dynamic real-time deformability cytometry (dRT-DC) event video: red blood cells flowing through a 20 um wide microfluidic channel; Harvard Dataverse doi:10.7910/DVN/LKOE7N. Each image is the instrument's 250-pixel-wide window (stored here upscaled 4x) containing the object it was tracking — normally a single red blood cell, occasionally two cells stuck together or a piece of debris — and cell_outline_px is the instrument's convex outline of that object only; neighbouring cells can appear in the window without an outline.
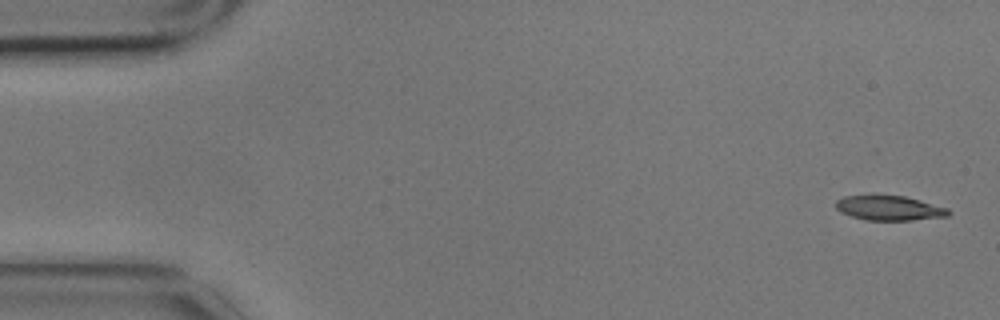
{"species": "common noctule bat (a hibernating species)", "species_latin": "Nyctalus noctula", "temperature_condition": "cold", "stored_images_in_passage": 10, "camera_frame_rate_fps": 3000, "um_per_image_px": 0.085, "animal": {"sex": "male", "body_mass_g": 17.9}, "frame": {"image": 1, "passage_image": 1, "time_ms": 0.0, "image_size_px": [1000, 320], "cell_outline_px": [[952, 212], [948, 216], [912, 220], [864, 220], [840, 212], [836, 208], [836, 200], [844, 196], [872, 192], [876, 192], [904, 196], [920, 200], [948, 208]], "centroid_in_image_um": [75.53, 17.63], "position_along_channel_um": 9.5, "area_um2": 16.99}}
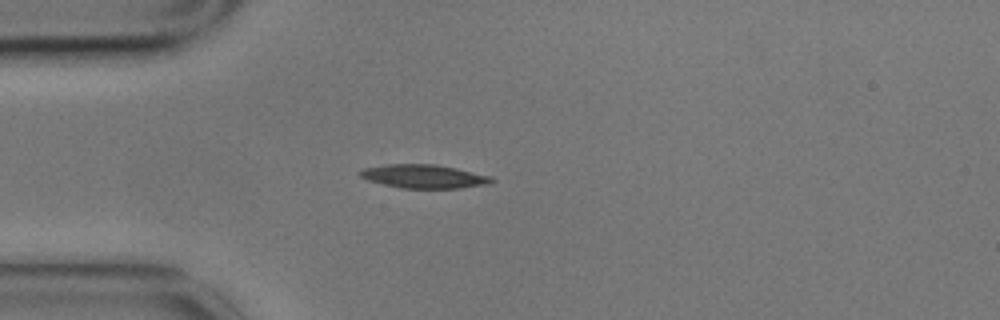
{"frame": {"image": 2, "passage_image": 4, "time_ms": 1.0, "image_size_px": [1000, 320], "cell_outline_px": [[496, 180], [492, 184], [460, 188], [400, 188], [368, 180], [360, 176], [356, 172], [364, 168], [388, 164], [436, 164], [456, 168], [492, 176]], "centroid_in_image_um": [36.08, 14.99], "position_along_channel_um": 48.9, "area_um2": 18.26}}
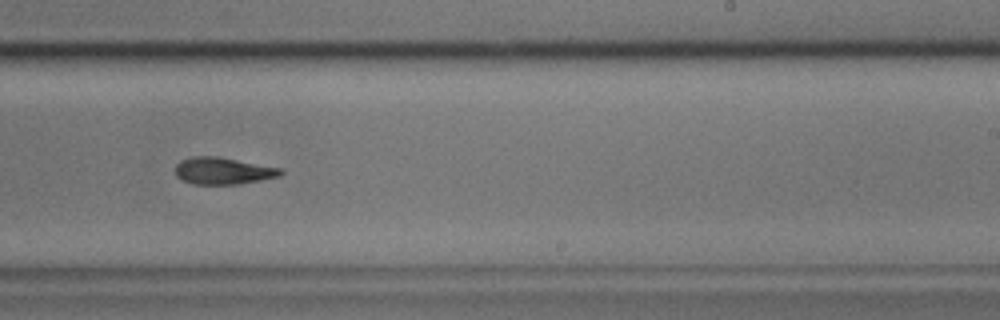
{"frame": {"image": 3, "passage_image": 10, "time_ms": 3.0, "image_size_px": [1000, 320], "cell_outline_px": [[284, 172], [280, 176], [240, 184], [192, 184], [180, 180], [176, 176], [176, 164], [180, 160], [192, 156], [216, 156], [280, 168]], "centroid_in_image_um": [18.91, 14.53], "position_along_channel_um": 270.1, "area_um2": 16.53}}